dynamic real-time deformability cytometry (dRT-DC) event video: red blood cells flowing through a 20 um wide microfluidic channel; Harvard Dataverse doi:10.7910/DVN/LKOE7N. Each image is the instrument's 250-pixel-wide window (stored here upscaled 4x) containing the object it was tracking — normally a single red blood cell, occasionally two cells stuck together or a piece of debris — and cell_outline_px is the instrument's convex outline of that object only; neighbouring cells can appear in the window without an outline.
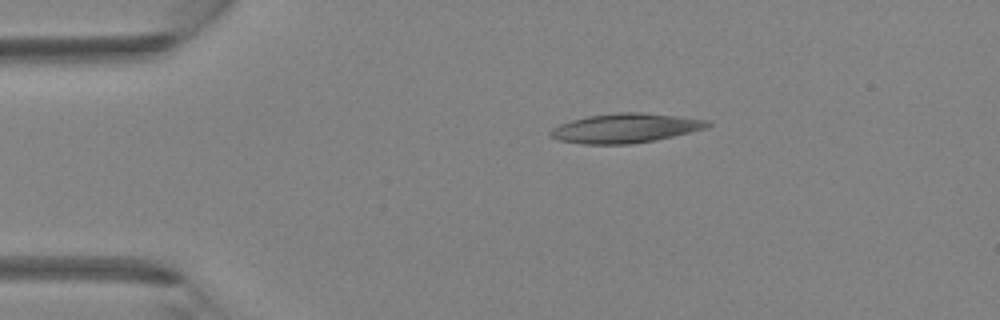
{"species": "Egyptian fruit bat (a non-hibernating species)", "species_latin": "Rousettus aegyptiacus", "temperature_condition": "room temperature", "stored_images_in_passage": 2, "camera_frame_rate_fps": 3000, "um_per_image_px": 0.085, "animal": {"sex": "female"}, "frame": {"image": 1, "passage_image": 1, "time_ms": 0.0, "image_size_px": [1000, 320], "cell_outline_px": [[712, 124], [708, 128], [656, 140], [628, 144], [584, 144], [556, 140], [548, 136], [548, 132], [552, 128], [560, 124], [572, 120], [588, 116], [616, 112], [640, 112], [712, 120]], "centroid_in_image_um": [53.16, 10.89], "position_along_channel_um": 31.8, "area_um2": 27.11}}